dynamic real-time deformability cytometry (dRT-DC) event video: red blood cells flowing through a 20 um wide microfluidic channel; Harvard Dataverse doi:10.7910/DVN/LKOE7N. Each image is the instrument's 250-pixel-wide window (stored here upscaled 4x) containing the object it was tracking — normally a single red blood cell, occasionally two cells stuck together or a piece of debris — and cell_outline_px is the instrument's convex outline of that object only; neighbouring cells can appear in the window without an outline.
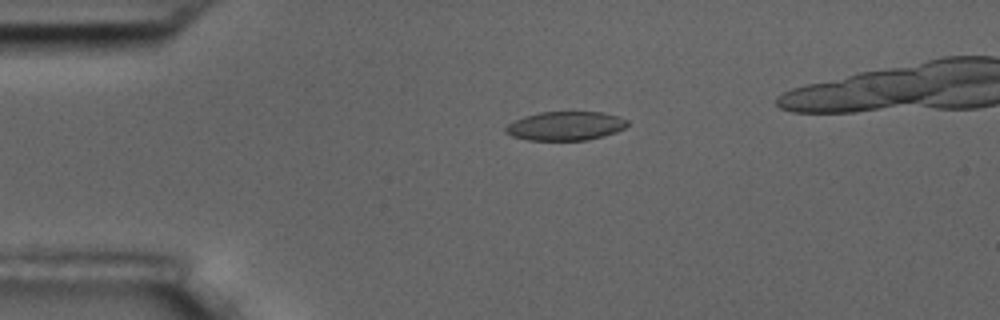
{"species": "common noctule bat (a hibernating species)", "species_latin": "Nyctalus noctula", "temperature_condition": "room temperature", "stored_images_in_passage": 5, "camera_frame_rate_fps": 3000, "um_per_image_px": 0.085, "animal": {"sex": "male", "body_mass_g": 17.5, "forearm_length_mm": 52.3}, "frame": {"image": 1, "passage_image": 4, "time_ms": 4.0, "image_size_px": [1000, 320], "cell_outline_px": [[628, 124], [624, 128], [616, 132], [604, 136], [588, 140], [528, 140], [512, 136], [504, 132], [504, 128], [512, 120], [524, 116], [540, 112], [604, 112], [628, 120]], "centroid_in_image_um": [48.04, 10.7], "position_along_channel_um": 37.0, "area_um2": 20.63}}